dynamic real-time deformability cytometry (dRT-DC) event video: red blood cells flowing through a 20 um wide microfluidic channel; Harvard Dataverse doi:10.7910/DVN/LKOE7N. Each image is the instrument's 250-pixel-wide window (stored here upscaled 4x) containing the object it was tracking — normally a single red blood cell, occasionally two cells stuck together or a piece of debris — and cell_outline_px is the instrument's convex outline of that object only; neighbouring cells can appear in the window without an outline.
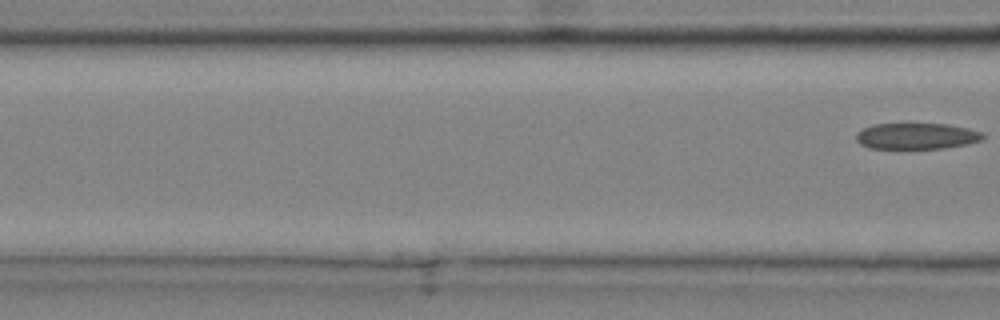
{"species": "common noctule bat (a hibernating species)", "species_latin": "Nyctalus noctula", "temperature_condition": "cold", "stored_images_in_passage": 5, "camera_frame_rate_fps": 3000, "um_per_image_px": 0.085, "animal": {"sex": "male", "body_mass_g": 20.4}, "frame": {"image": 1, "passage_image": 5, "time_ms": 1.333, "image_size_px": [1000, 320], "cell_outline_px": [[984, 140], [968, 144], [944, 148], [868, 148], [860, 144], [856, 140], [856, 132], [872, 124], [948, 124], [968, 128], [980, 132], [984, 136]], "centroid_in_image_um": [77.9, 11.57], "position_along_channel_um": 88.7, "area_um2": 19.31}}